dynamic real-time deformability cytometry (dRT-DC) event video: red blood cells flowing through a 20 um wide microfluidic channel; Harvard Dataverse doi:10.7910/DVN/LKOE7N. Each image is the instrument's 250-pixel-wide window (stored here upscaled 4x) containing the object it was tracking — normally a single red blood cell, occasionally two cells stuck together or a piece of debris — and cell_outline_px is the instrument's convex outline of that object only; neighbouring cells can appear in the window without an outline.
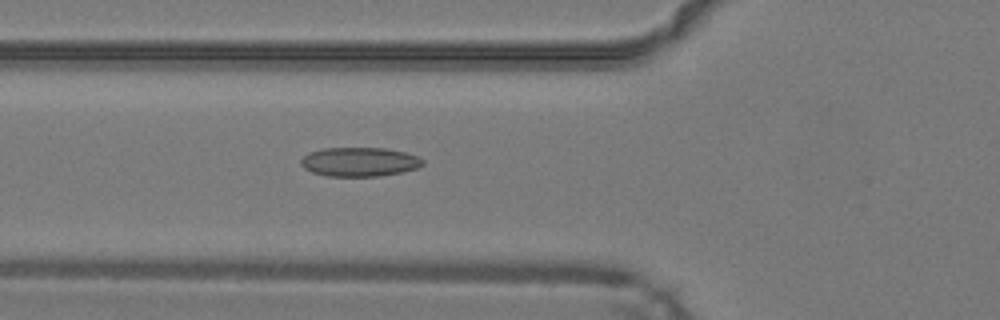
{"species": "common noctule bat (a hibernating species)", "species_latin": "Nyctalus noctula", "temperature_condition": "warm", "stored_images_in_passage": 26, "camera_frame_rate_fps": 3000, "um_per_image_px": 0.085, "animal": {"sex": "male", "body_mass_g": 19.2, "forearm_length_mm": 51.8}, "frame": {"image": 1, "passage_image": 12, "time_ms": 3.667, "image_size_px": [1000, 320], "cell_outline_px": [[424, 164], [416, 168], [400, 172], [380, 176], [328, 176], [312, 172], [304, 168], [300, 164], [300, 160], [308, 152], [324, 148], [384, 148], [404, 152], [416, 156], [424, 160]], "centroid_in_image_um": [30.52, 13.75], "position_along_channel_um": 95.3, "area_um2": 20.58}}
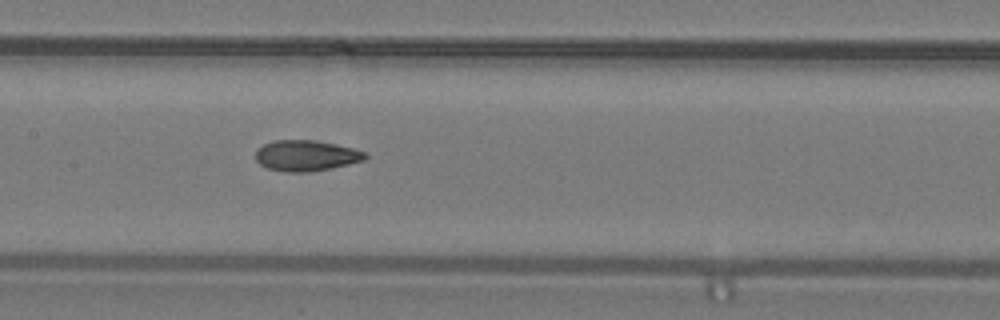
{"frame": {"image": 2, "passage_image": 18, "time_ms": 5.667, "image_size_px": [1000, 320], "cell_outline_px": [[368, 156], [364, 160], [348, 164], [308, 172], [284, 172], [268, 168], [260, 164], [256, 160], [256, 148], [272, 140], [312, 140], [336, 144], [352, 148], [364, 152]], "centroid_in_image_um": [25.98, 13.22], "position_along_channel_um": 181.4, "area_um2": 19.54}}
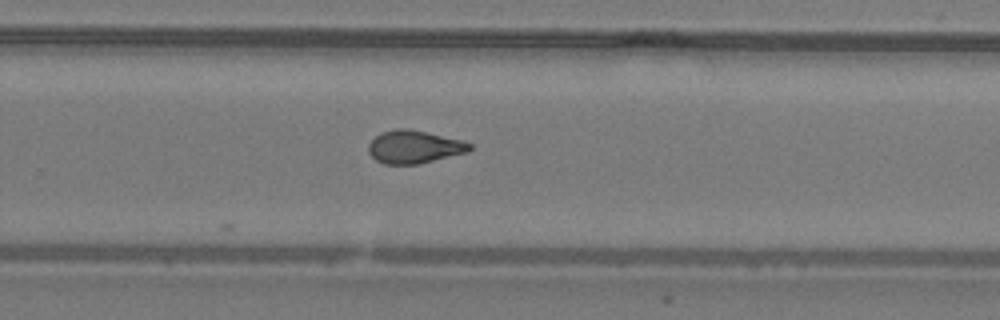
{"frame": {"image": 3, "passage_image": 26, "time_ms": 8.333, "image_size_px": [1000, 320], "cell_outline_px": [[472, 148], [468, 152], [420, 164], [384, 164], [376, 160], [368, 152], [368, 144], [380, 132], [396, 128], [408, 128], [460, 140], [472, 144]], "centroid_in_image_um": [35.18, 12.49], "position_along_channel_um": 294.6, "area_um2": 19.42}}